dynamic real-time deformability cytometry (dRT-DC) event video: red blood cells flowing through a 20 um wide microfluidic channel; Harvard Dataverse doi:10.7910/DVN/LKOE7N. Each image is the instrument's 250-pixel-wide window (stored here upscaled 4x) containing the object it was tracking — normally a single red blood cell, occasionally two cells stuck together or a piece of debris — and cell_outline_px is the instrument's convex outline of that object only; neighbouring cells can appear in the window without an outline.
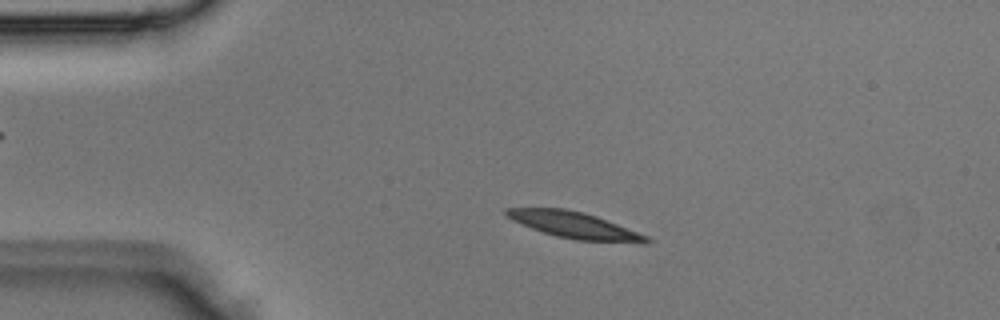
{"species": "Egyptian fruit bat (a non-hibernating species)", "species_latin": "Rousettus aegyptiacus", "temperature_condition": "room temperature", "stored_images_in_passage": 2, "camera_frame_rate_fps": 3000, "um_per_image_px": 0.085, "animal": {"sex": "male"}, "frame": {"image": 1, "passage_image": 1, "time_ms": 0.0, "image_size_px": [1000, 320], "cell_outline_px": [[652, 240], [648, 244], [644, 244], [576, 240], [556, 236], [532, 228], [512, 220], [504, 212], [504, 208], [564, 208], [584, 212], [596, 216], [648, 236]], "centroid_in_image_um": [48.89, 19.15], "position_along_channel_um": 36.1, "area_um2": 21.56}}